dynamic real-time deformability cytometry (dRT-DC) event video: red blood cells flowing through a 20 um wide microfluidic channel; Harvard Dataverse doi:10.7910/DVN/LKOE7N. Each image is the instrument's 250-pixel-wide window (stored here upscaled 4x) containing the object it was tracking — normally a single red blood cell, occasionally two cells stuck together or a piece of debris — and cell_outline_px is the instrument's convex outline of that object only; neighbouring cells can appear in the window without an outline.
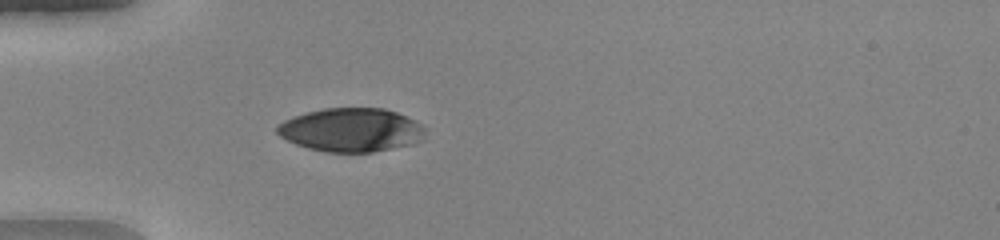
{"species": "human", "species_latin": "Homo sapiens", "temperature_condition": "warm", "stored_images_in_passage": 51, "camera_frame_rate_fps": 3000, "um_per_image_px": 0.085, "donor": {"sex": "female"}, "frame": {"image": 1, "passage_image": 16, "time_ms": 5.0, "image_size_px": [1000, 240], "cell_outline_px": [[424, 140], [412, 144], [372, 152], [328, 152], [308, 148], [296, 144], [280, 136], [276, 132], [276, 124], [284, 120], [308, 112], [324, 108], [384, 108], [396, 112], [416, 120], [424, 128]], "centroid_in_image_um": [29.86, 11.04], "position_along_channel_um": 55.1, "area_um2": 37.63}}
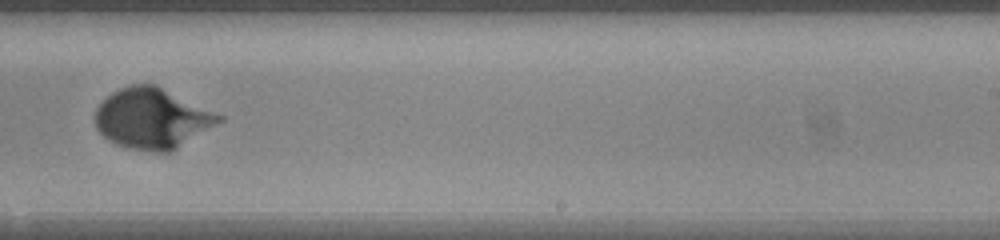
{"frame": {"image": 2, "passage_image": 33, "time_ms": 10.667, "image_size_px": [1000, 240], "cell_outline_px": [[224, 120], [172, 152], [156, 152], [128, 148], [116, 144], [108, 140], [96, 128], [96, 108], [112, 92], [120, 88], [132, 84], [156, 84], [224, 116]], "centroid_in_image_um": [12.96, 10.07], "position_along_channel_um": 276.0, "area_um2": 43.58}}
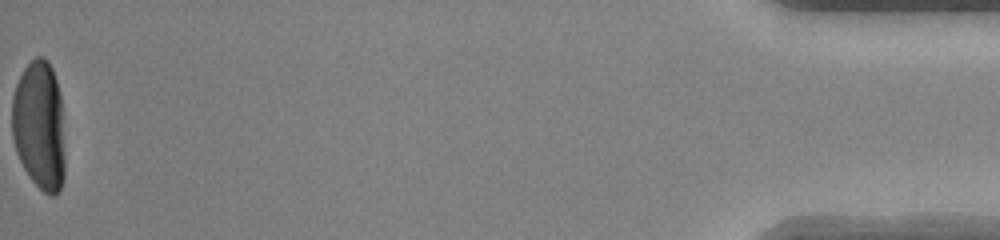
{"frame": {"image": 3, "passage_image": 51, "time_ms": 16.667, "image_size_px": [1000, 240], "cell_outline_px": [[64, 176], [60, 188], [56, 196], [48, 196], [32, 180], [24, 168], [16, 152], [12, 136], [12, 96], [16, 84], [24, 68], [36, 56], [44, 56], [48, 60], [52, 68], [56, 80], [60, 96], [64, 156]], "centroid_in_image_um": [3.33, 10.67], "position_along_channel_um": 431.9, "area_um2": 39.88}, "authors_computed_cell_mechanics": {"area_um2": 40.1132, "velocity_mm_per_s": 4.1161, "shape_relaxation_time_tau1_ms": 2.9783, "shape_relaxation_time_tau2_ms": null, "deformation_change_tau1": 0.2114, "deformation_change_tau2": null}}